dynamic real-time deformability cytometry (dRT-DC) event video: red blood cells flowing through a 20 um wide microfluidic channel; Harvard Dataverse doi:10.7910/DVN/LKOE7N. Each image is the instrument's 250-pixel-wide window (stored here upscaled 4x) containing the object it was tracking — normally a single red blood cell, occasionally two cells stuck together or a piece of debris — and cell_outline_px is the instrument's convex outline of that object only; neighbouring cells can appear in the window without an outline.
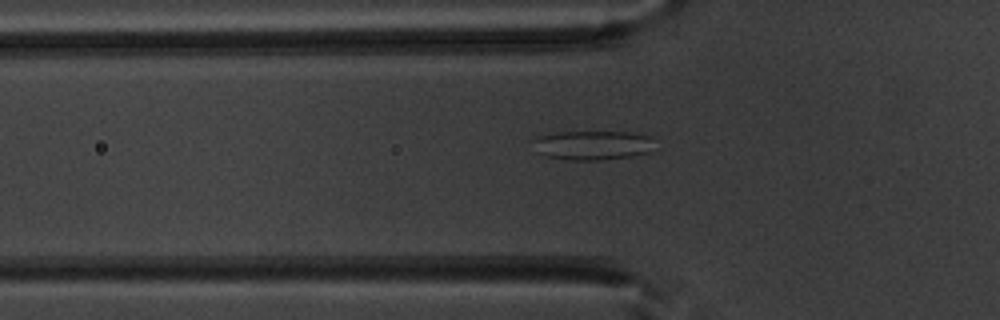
{"species": "common noctule bat (a hibernating species)", "species_latin": "Nyctalus noctula", "temperature_condition": "warm", "stored_images_in_passage": 42, "segment_of_instrument_passage": [1, 2], "camera_frame_rate_fps": 3000, "um_per_image_px": 0.085, "animal": {"sex": "male", "body_mass_g": 20.1, "forearm_length_mm": 53.5}, "frame": {"image": 1, "passage_image": 7, "time_ms": 2.0, "image_size_px": [1000, 320], "cell_outline_px": [[652, 136], [648, 152], [632, 156], [600, 160], [572, 160], [548, 156], [536, 152], [528, 140], [536, 136], [556, 132], [632, 132]], "centroid_in_image_um": [50.25, 12.33], "position_along_channel_um": 75.5, "area_um2": 20.87}}
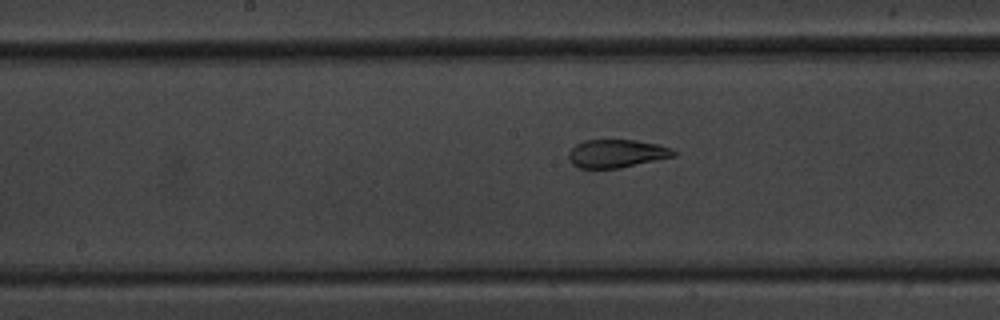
{"frame": {"image": 2, "passage_image": 16, "time_ms": 5.0, "image_size_px": [1000, 320], "cell_outline_px": [[676, 156], [620, 168], [580, 168], [572, 164], [568, 156], [568, 152], [576, 144], [584, 140], [636, 140], [660, 144], [672, 148], [676, 152]], "centroid_in_image_um": [52.44, 13.04], "position_along_channel_um": 195.8, "area_um2": 17.34}}
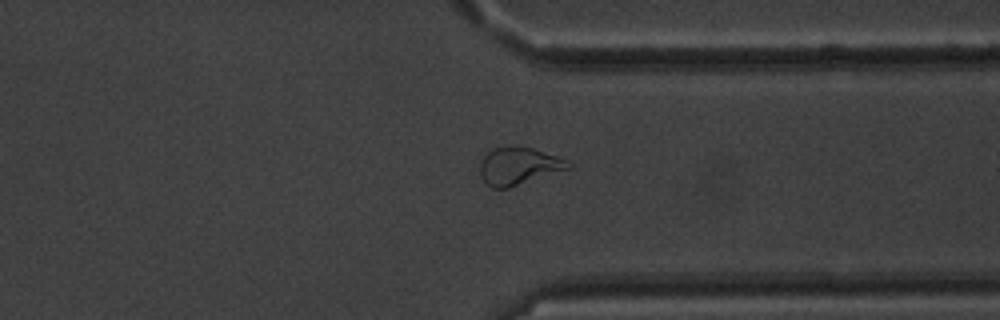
{"frame": {"image": 3, "passage_image": 29, "time_ms": 9.333, "image_size_px": [1000, 320], "cell_outline_px": [[572, 168], [508, 188], [492, 188], [480, 176], [480, 160], [492, 148], [516, 144], [532, 148], [568, 160], [572, 164]], "centroid_in_image_um": [44.09, 14.09], "position_along_channel_um": 367.3, "area_um2": 19.54}}